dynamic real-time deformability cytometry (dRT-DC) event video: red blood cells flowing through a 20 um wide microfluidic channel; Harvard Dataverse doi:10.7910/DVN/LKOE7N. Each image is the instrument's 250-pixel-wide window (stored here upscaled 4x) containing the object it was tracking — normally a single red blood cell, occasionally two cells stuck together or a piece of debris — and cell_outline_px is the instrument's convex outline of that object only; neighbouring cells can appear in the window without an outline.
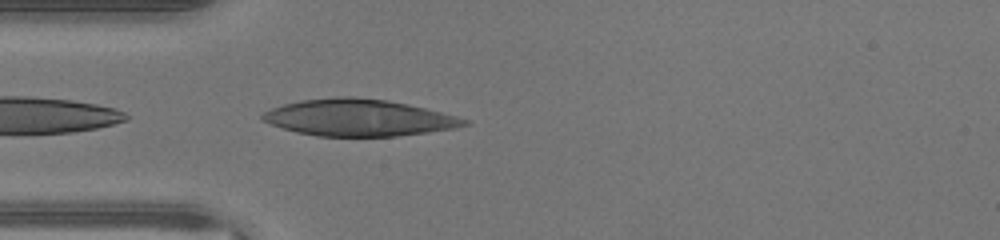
{"species": "human", "species_latin": "Homo sapiens", "temperature_condition": "warm", "stored_images_in_passage": 29, "camera_frame_rate_fps": 3000, "um_per_image_px": 0.085, "donor": {"sex": "male"}, "frame": {"image": 1, "passage_image": 1, "time_ms": 0.0, "image_size_px": [1000, 240], "cell_outline_px": [[468, 124], [456, 128], [428, 132], [396, 136], [316, 136], [296, 132], [260, 120], [260, 116], [264, 112], [272, 108], [284, 104], [300, 100], [336, 96], [352, 96], [388, 100], [408, 104], [456, 116], [468, 120]], "centroid_in_image_um": [30.46, 9.99], "position_along_channel_um": 54.5, "area_um2": 43.12}}
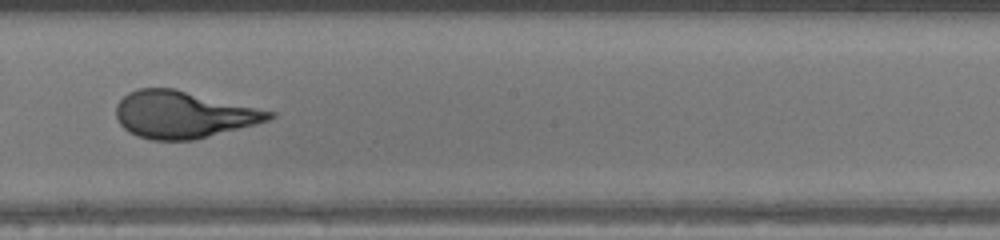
{"frame": {"image": 2, "passage_image": 13, "time_ms": 4.0, "image_size_px": [1000, 240], "cell_outline_px": [[276, 116], [268, 120], [256, 124], [192, 140], [152, 140], [128, 132], [120, 124], [116, 116], [116, 104], [128, 92], [140, 88], [176, 88], [276, 112]], "centroid_in_image_um": [15.58, 9.72], "position_along_channel_um": 232.6, "area_um2": 41.91}}
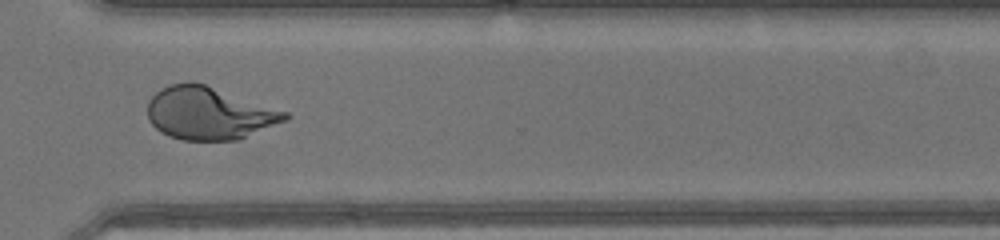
{"frame": {"image": 3, "passage_image": 21, "time_ms": 6.667, "image_size_px": [1000, 240], "cell_outline_px": [[292, 116], [288, 120], [240, 140], [180, 140], [168, 136], [160, 132], [148, 120], [148, 100], [156, 92], [172, 84], [188, 80], [192, 80], [288, 112]], "centroid_in_image_um": [17.78, 9.64], "position_along_channel_um": 352.8, "area_um2": 42.43}, "authors_computed_cell_mechanics": {"area_um2": 41.4426, "velocity_mm_per_s": 4.5212, "shape_relaxation_time_tau1_ms": 4.9221, "shape_relaxation_time_tau2_ms": null, "deformation_change_tau1": 0.2581, "deformation_change_tau2": null}}